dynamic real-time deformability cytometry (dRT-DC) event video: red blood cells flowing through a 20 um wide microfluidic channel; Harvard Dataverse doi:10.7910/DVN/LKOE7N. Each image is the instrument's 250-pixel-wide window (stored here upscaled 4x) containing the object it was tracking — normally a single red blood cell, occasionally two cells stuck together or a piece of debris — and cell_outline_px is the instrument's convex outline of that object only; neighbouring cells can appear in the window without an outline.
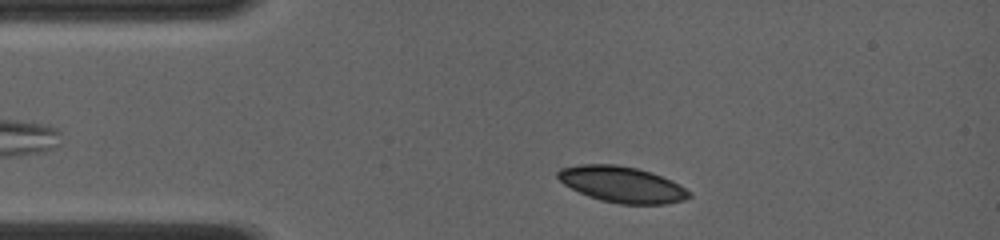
{"species": "common noctule bat (a hibernating species)", "species_latin": "Nyctalus noctula", "temperature_condition": "room temperature", "stored_images_in_passage": 3, "camera_frame_rate_fps": 4000, "um_per_image_px": 0.085, "animal": {"sex": "female", "body_mass_g": 19.0, "forearm_length_mm": 56.7}, "frame": {"image": 1, "passage_image": 1, "time_ms": 0.0, "image_size_px": [1000, 240], "cell_outline_px": [[692, 196], [684, 200], [664, 204], [620, 204], [600, 200], [588, 196], [564, 184], [556, 176], [556, 172], [560, 168], [580, 164], [616, 164], [636, 168], [652, 172], [672, 180], [692, 192]], "centroid_in_image_um": [52.89, 15.67], "position_along_channel_um": 32.1, "area_um2": 27.69}}